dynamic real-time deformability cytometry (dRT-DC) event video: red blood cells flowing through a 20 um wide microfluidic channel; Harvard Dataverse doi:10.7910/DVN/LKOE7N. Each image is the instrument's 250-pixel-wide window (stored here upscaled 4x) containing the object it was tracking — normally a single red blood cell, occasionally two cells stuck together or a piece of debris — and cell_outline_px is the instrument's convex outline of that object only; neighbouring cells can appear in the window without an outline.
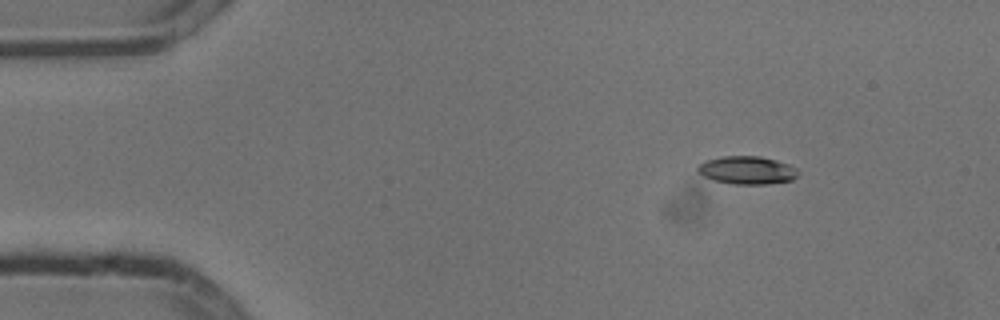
{"species": "common noctule bat (a hibernating species)", "species_latin": "Nyctalus noctula", "temperature_condition": "cold", "stored_images_in_passage": 5, "camera_frame_rate_fps": 3000, "um_per_image_px": 0.085, "animal": {"sex": "male", "body_mass_g": 13.3}, "frame": {"image": 1, "passage_image": 2, "time_ms": 0.333, "image_size_px": [1000, 320], "cell_outline_px": [[800, 172], [792, 180], [768, 184], [732, 184], [712, 180], [696, 172], [696, 168], [704, 160], [720, 156], [760, 156], [776, 160], [788, 164], [796, 168]], "centroid_in_image_um": [63.47, 14.46], "position_along_channel_um": 21.5, "area_um2": 16.59}}